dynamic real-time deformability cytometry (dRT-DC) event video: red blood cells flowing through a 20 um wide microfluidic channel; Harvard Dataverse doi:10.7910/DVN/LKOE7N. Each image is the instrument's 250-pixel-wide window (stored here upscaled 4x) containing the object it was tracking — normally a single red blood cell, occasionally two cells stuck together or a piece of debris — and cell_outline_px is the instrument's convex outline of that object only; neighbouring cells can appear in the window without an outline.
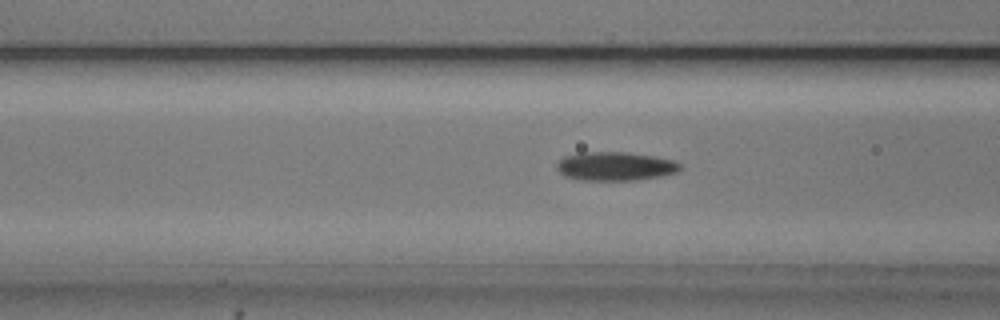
{"species": "common noctule bat (a hibernating species)", "species_latin": "Nyctalus noctula", "temperature_condition": "cold", "stored_images_in_passage": 40, "camera_frame_rate_fps": 3000, "um_per_image_px": 0.085, "animal": {"sex": "male", "body_mass_g": 20.5, "forearm_length_mm": 52.5}, "frame": {"image": 1, "passage_image": 7, "time_ms": 2.0, "image_size_px": [1000, 320], "cell_outline_px": [[684, 168], [680, 172], [660, 176], [632, 180], [580, 180], [564, 176], [556, 168], [556, 164], [564, 156], [580, 152], [628, 152], [656, 156], [676, 160]], "centroid_in_image_um": [52.34, 14.12], "position_along_channel_um": 114.3, "area_um2": 20.98}}
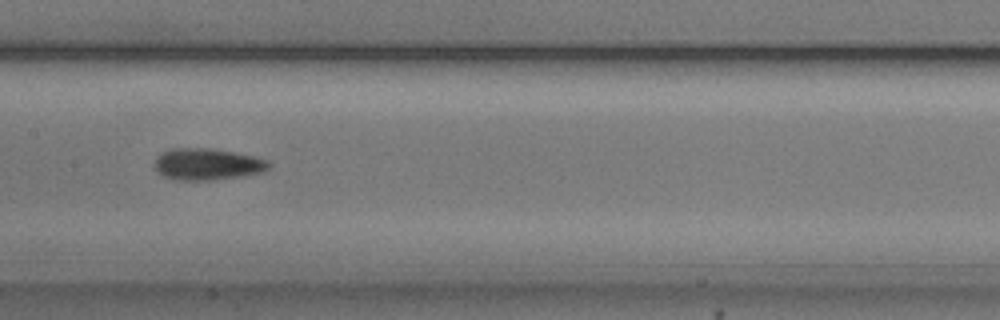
{"frame": {"image": 2, "passage_image": 13, "time_ms": 4.0, "image_size_px": [1000, 320], "cell_outline_px": [[272, 164], [264, 172], [244, 176], [212, 180], [176, 180], [164, 176], [152, 164], [156, 156], [160, 152], [172, 148], [212, 148], [236, 152], [256, 156], [268, 160]], "centroid_in_image_um": [17.64, 13.94], "position_along_channel_um": 189.8, "area_um2": 21.5}}
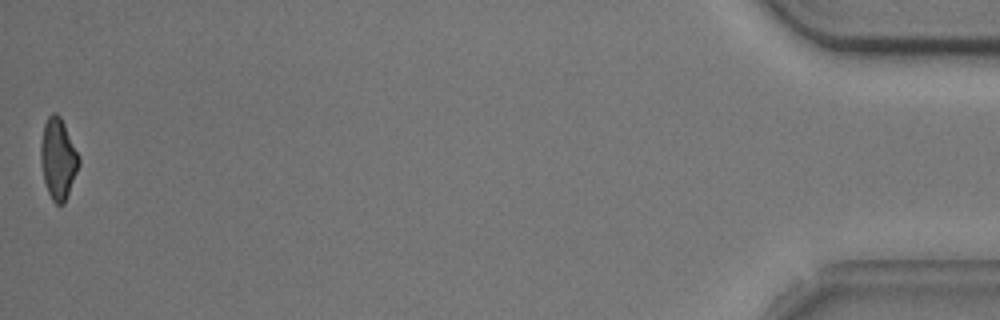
{"frame": {"image": 3, "passage_image": 40, "time_ms": 13.0, "image_size_px": [1000, 320], "cell_outline_px": [[80, 164], [64, 204], [56, 204], [52, 200], [48, 192], [44, 180], [40, 164], [40, 144], [44, 124], [48, 116], [52, 112], [56, 112], [60, 116], [80, 156]], "centroid_in_image_um": [4.93, 13.48], "position_along_channel_um": 430.3, "area_um2": 18.09}, "authors_computed_cell_mechanics": {"area_um2": 19.3341, "velocity_mm_per_s": 3.7534, "shape_relaxation_time_tau1_ms": 3.6181, "shape_relaxation_time_tau2_ms": 6.4061, "deformation_change_tau1": 0.1094, "deformation_change_tau2": 0.1473}}